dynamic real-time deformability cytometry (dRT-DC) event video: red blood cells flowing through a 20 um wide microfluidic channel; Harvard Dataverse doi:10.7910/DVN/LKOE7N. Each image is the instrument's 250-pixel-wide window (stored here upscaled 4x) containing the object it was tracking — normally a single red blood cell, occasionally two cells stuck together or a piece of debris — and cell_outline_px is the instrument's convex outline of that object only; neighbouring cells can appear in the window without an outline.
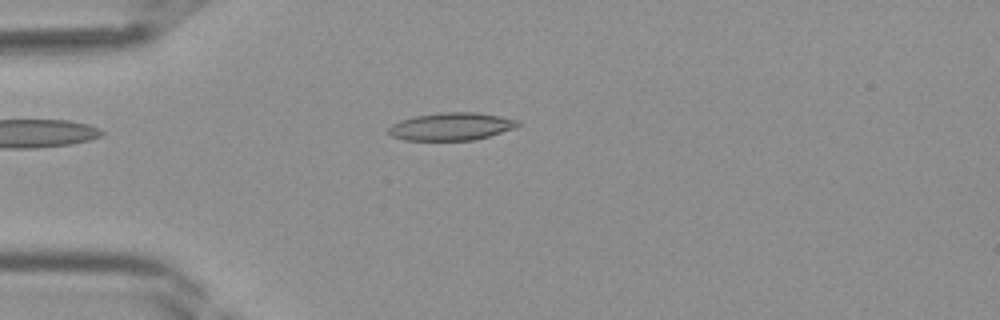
{"species": "Egyptian fruit bat (a non-hibernating species)", "species_latin": "Rousettus aegyptiacus", "temperature_condition": "room temperature", "stored_images_in_passage": 39, "camera_frame_rate_fps": 3000, "um_per_image_px": 0.085, "frame": {"image": 1, "passage_image": 10, "time_ms": 3.0, "image_size_px": [1000, 320], "cell_outline_px": [[520, 124], [516, 128], [488, 136], [472, 140], [404, 140], [392, 136], [388, 132], [388, 128], [392, 124], [400, 120], [416, 116], [440, 112], [476, 112], [500, 116], [520, 120]], "centroid_in_image_um": [38.37, 10.74], "position_along_channel_um": 46.6, "area_um2": 20.87}}
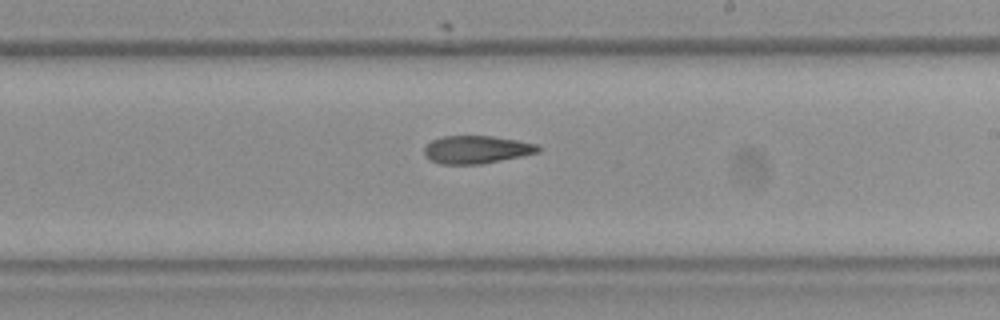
{"frame": {"image": 2, "passage_image": 23, "time_ms": 7.333, "image_size_px": [1000, 320], "cell_outline_px": [[544, 148], [540, 152], [484, 164], [440, 164], [428, 160], [424, 156], [424, 148], [432, 140], [444, 136], [492, 136], [540, 144]], "centroid_in_image_um": [40.54, 12.72], "position_along_channel_um": 248.5, "area_um2": 18.79}}
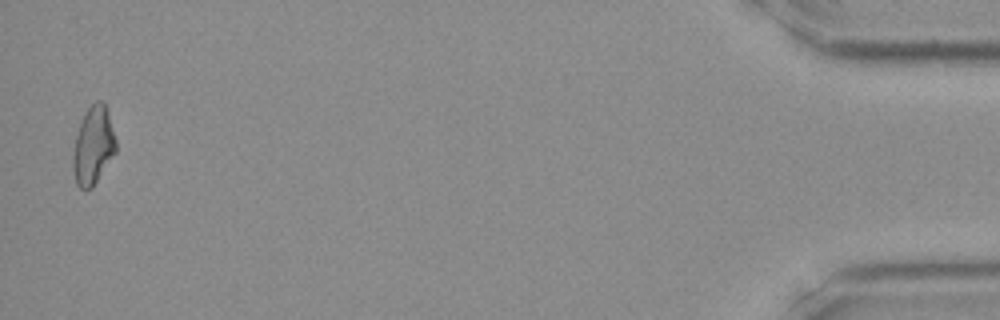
{"frame": {"image": 3, "passage_image": 39, "time_ms": 12.667, "image_size_px": [1000, 320], "cell_outline_px": [[116, 152], [92, 188], [80, 188], [76, 184], [72, 168], [72, 156], [76, 136], [80, 120], [84, 112], [96, 100], [104, 100], [108, 112], [116, 140]], "centroid_in_image_um": [7.91, 12.35], "position_along_channel_um": 427.3, "area_um2": 19.65}}